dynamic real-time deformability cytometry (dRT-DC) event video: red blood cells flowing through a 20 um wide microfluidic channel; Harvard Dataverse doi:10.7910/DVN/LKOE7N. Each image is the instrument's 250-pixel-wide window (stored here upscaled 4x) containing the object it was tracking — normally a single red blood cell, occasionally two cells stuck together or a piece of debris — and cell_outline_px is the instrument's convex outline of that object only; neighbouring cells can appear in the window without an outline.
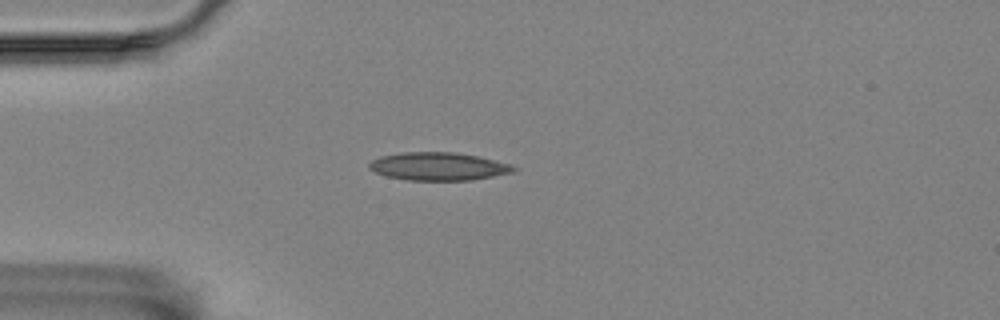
{"species": "Egyptian fruit bat (a non-hibernating species)", "species_latin": "Rousettus aegyptiacus", "temperature_condition": "room temperature", "stored_images_in_passage": 1, "camera_frame_rate_fps": 3000, "um_per_image_px": 0.085, "animal": {"sex": "female"}, "frame": {"image": 1, "passage_image": 1, "time_ms": 0.0, "image_size_px": [1000, 320], "cell_outline_px": [[520, 168], [512, 172], [492, 176], [468, 180], [404, 180], [384, 176], [368, 168], [368, 164], [372, 160], [380, 156], [400, 152], [456, 152], [480, 156], [512, 164]], "centroid_in_image_um": [37.26, 14.13], "position_along_channel_um": 47.7, "area_um2": 23.81}}